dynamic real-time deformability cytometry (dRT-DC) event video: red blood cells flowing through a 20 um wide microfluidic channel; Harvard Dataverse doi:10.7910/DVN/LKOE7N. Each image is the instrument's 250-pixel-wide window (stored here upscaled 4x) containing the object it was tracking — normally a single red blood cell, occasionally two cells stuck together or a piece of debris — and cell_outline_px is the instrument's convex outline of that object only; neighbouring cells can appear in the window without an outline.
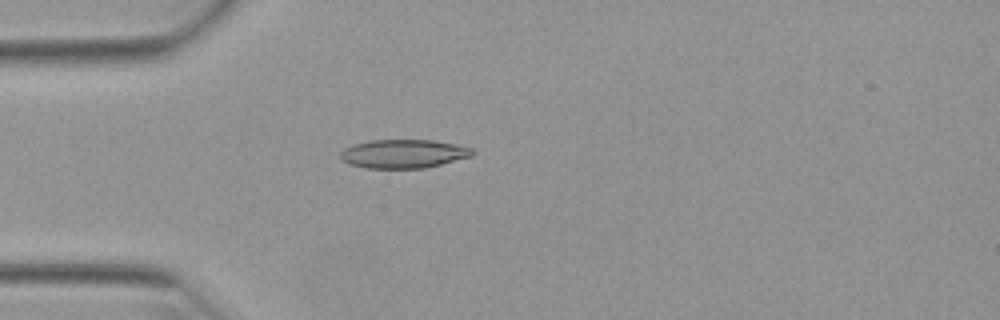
{"species": "Egyptian fruit bat (a non-hibernating species)", "species_latin": "Rousettus aegyptiacus", "temperature_condition": "warm", "stored_images_in_passage": 42, "camera_frame_rate_fps": 3000, "um_per_image_px": 0.085, "animal": {"sex": "female"}, "frame": {"image": 1, "passage_image": 5, "time_ms": 1.333, "image_size_px": [1000, 320], "cell_outline_px": [[476, 152], [472, 156], [424, 168], [364, 168], [348, 164], [340, 156], [340, 152], [344, 148], [356, 144], [372, 140], [432, 140], [456, 144], [472, 148]], "centroid_in_image_um": [34.31, 13.07], "position_along_channel_um": 50.7, "area_um2": 21.96}}
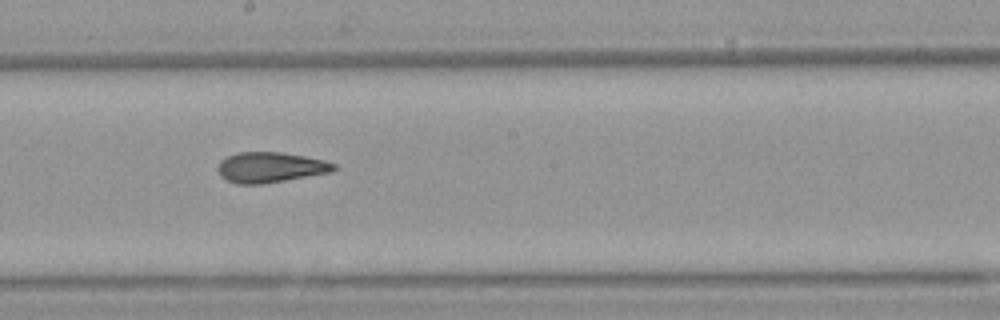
{"frame": {"image": 2, "passage_image": 19, "time_ms": 6.0, "image_size_px": [1000, 320], "cell_outline_px": [[336, 168], [332, 172], [264, 184], [236, 184], [220, 176], [216, 168], [220, 160], [228, 156], [240, 152], [280, 152], [304, 156], [324, 160], [336, 164]], "centroid_in_image_um": [22.97, 14.23], "position_along_channel_um": 225.2, "area_um2": 20.63}}
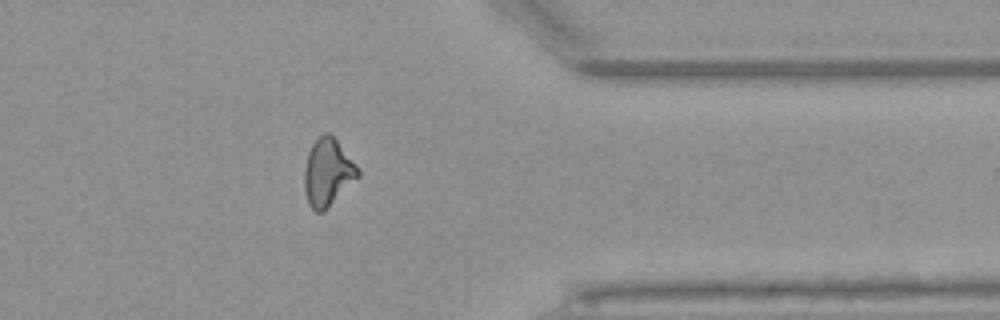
{"frame": {"image": 3, "passage_image": 32, "time_ms": 10.333, "image_size_px": [1000, 320], "cell_outline_px": [[360, 176], [324, 212], [316, 212], [308, 204], [304, 188], [304, 168], [312, 144], [324, 132], [328, 132], [336, 140], [356, 164], [360, 172]], "centroid_in_image_um": [27.86, 14.69], "position_along_channel_um": 383.5, "area_um2": 20.92}, "authors_computed_cell_mechanics": {"area_um2": 20.6924, "velocity_mm_per_s": 3.9619, "shape_relaxation_time_tau1_ms": null, "shape_relaxation_time_tau2_ms": 2.8204, "deformation_change_tau1": null, "deformation_change_tau2": 0.0999}}